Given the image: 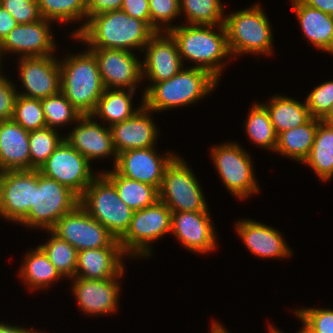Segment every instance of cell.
I'll return each instance as SVG.
<instances>
[{"label":"cell","instance_id":"1","mask_svg":"<svg viewBox=\"0 0 333 333\" xmlns=\"http://www.w3.org/2000/svg\"><path fill=\"white\" fill-rule=\"evenodd\" d=\"M154 34L144 21L115 10L91 16L75 39L82 41L87 48L139 49L143 52Z\"/></svg>","mask_w":333,"mask_h":333},{"label":"cell","instance_id":"2","mask_svg":"<svg viewBox=\"0 0 333 333\" xmlns=\"http://www.w3.org/2000/svg\"><path fill=\"white\" fill-rule=\"evenodd\" d=\"M215 28L218 31H214ZM168 33L176 41L183 63L185 59L191 61L194 67L207 70L220 81L227 64L224 59L233 58L224 25H175Z\"/></svg>","mask_w":333,"mask_h":333},{"label":"cell","instance_id":"3","mask_svg":"<svg viewBox=\"0 0 333 333\" xmlns=\"http://www.w3.org/2000/svg\"><path fill=\"white\" fill-rule=\"evenodd\" d=\"M218 82L205 69L185 66L172 78L154 83L143 93V105L153 112L190 106L214 92Z\"/></svg>","mask_w":333,"mask_h":333},{"label":"cell","instance_id":"4","mask_svg":"<svg viewBox=\"0 0 333 333\" xmlns=\"http://www.w3.org/2000/svg\"><path fill=\"white\" fill-rule=\"evenodd\" d=\"M59 64L60 91L81 115H90L105 90L95 55L86 48Z\"/></svg>","mask_w":333,"mask_h":333},{"label":"cell","instance_id":"5","mask_svg":"<svg viewBox=\"0 0 333 333\" xmlns=\"http://www.w3.org/2000/svg\"><path fill=\"white\" fill-rule=\"evenodd\" d=\"M224 27L231 56L273 54V30L260 4L225 15Z\"/></svg>","mask_w":333,"mask_h":333},{"label":"cell","instance_id":"6","mask_svg":"<svg viewBox=\"0 0 333 333\" xmlns=\"http://www.w3.org/2000/svg\"><path fill=\"white\" fill-rule=\"evenodd\" d=\"M79 204L117 240L128 230L134 211L118 196L113 182L101 171L79 197Z\"/></svg>","mask_w":333,"mask_h":333},{"label":"cell","instance_id":"7","mask_svg":"<svg viewBox=\"0 0 333 333\" xmlns=\"http://www.w3.org/2000/svg\"><path fill=\"white\" fill-rule=\"evenodd\" d=\"M78 204L79 197L74 192L35 169L34 204L20 224L27 228L50 230Z\"/></svg>","mask_w":333,"mask_h":333},{"label":"cell","instance_id":"8","mask_svg":"<svg viewBox=\"0 0 333 333\" xmlns=\"http://www.w3.org/2000/svg\"><path fill=\"white\" fill-rule=\"evenodd\" d=\"M171 221V210L160 200L134 211L128 230L118 240L126 258L152 256L150 244L171 233Z\"/></svg>","mask_w":333,"mask_h":333},{"label":"cell","instance_id":"9","mask_svg":"<svg viewBox=\"0 0 333 333\" xmlns=\"http://www.w3.org/2000/svg\"><path fill=\"white\" fill-rule=\"evenodd\" d=\"M159 200L171 212H202L208 206L200 183L188 163L176 154L165 168Z\"/></svg>","mask_w":333,"mask_h":333},{"label":"cell","instance_id":"10","mask_svg":"<svg viewBox=\"0 0 333 333\" xmlns=\"http://www.w3.org/2000/svg\"><path fill=\"white\" fill-rule=\"evenodd\" d=\"M210 155L223 185L235 198L244 200L259 192L252 157L237 142L213 146Z\"/></svg>","mask_w":333,"mask_h":333},{"label":"cell","instance_id":"11","mask_svg":"<svg viewBox=\"0 0 333 333\" xmlns=\"http://www.w3.org/2000/svg\"><path fill=\"white\" fill-rule=\"evenodd\" d=\"M77 251L102 247H121L119 241L80 204L64 214L50 229Z\"/></svg>","mask_w":333,"mask_h":333},{"label":"cell","instance_id":"12","mask_svg":"<svg viewBox=\"0 0 333 333\" xmlns=\"http://www.w3.org/2000/svg\"><path fill=\"white\" fill-rule=\"evenodd\" d=\"M90 165L91 163L64 139L38 171L80 197L96 176Z\"/></svg>","mask_w":333,"mask_h":333},{"label":"cell","instance_id":"13","mask_svg":"<svg viewBox=\"0 0 333 333\" xmlns=\"http://www.w3.org/2000/svg\"><path fill=\"white\" fill-rule=\"evenodd\" d=\"M88 49L95 55L105 88L136 90L140 82L142 83V61L132 51L111 48Z\"/></svg>","mask_w":333,"mask_h":333},{"label":"cell","instance_id":"14","mask_svg":"<svg viewBox=\"0 0 333 333\" xmlns=\"http://www.w3.org/2000/svg\"><path fill=\"white\" fill-rule=\"evenodd\" d=\"M52 22L41 18L32 23L17 24L0 42V58L3 55L17 54L19 57H45L54 55L57 50L52 34ZM5 53V54H4Z\"/></svg>","mask_w":333,"mask_h":333},{"label":"cell","instance_id":"15","mask_svg":"<svg viewBox=\"0 0 333 333\" xmlns=\"http://www.w3.org/2000/svg\"><path fill=\"white\" fill-rule=\"evenodd\" d=\"M35 197V169L0 172V216L20 223Z\"/></svg>","mask_w":333,"mask_h":333},{"label":"cell","instance_id":"16","mask_svg":"<svg viewBox=\"0 0 333 333\" xmlns=\"http://www.w3.org/2000/svg\"><path fill=\"white\" fill-rule=\"evenodd\" d=\"M142 77L151 82L144 93L157 82L175 76L183 67L174 38L168 32H156L143 49Z\"/></svg>","mask_w":333,"mask_h":333},{"label":"cell","instance_id":"17","mask_svg":"<svg viewBox=\"0 0 333 333\" xmlns=\"http://www.w3.org/2000/svg\"><path fill=\"white\" fill-rule=\"evenodd\" d=\"M16 59H18L20 81L25 88L21 93L18 91V94L42 100L60 92V64L57 56Z\"/></svg>","mask_w":333,"mask_h":333},{"label":"cell","instance_id":"18","mask_svg":"<svg viewBox=\"0 0 333 333\" xmlns=\"http://www.w3.org/2000/svg\"><path fill=\"white\" fill-rule=\"evenodd\" d=\"M123 270L117 277L96 280L84 279L81 277L70 278L72 283V293L76 297L78 307L85 315H105L115 314L119 309V295L121 285L119 278H122Z\"/></svg>","mask_w":333,"mask_h":333},{"label":"cell","instance_id":"19","mask_svg":"<svg viewBox=\"0 0 333 333\" xmlns=\"http://www.w3.org/2000/svg\"><path fill=\"white\" fill-rule=\"evenodd\" d=\"M175 155L174 151L160 155L155 147L131 149L117 154L113 168L122 176L150 184L159 190L165 168Z\"/></svg>","mask_w":333,"mask_h":333},{"label":"cell","instance_id":"20","mask_svg":"<svg viewBox=\"0 0 333 333\" xmlns=\"http://www.w3.org/2000/svg\"><path fill=\"white\" fill-rule=\"evenodd\" d=\"M209 213L172 212L171 233L190 252L206 254L216 249V228Z\"/></svg>","mask_w":333,"mask_h":333},{"label":"cell","instance_id":"21","mask_svg":"<svg viewBox=\"0 0 333 333\" xmlns=\"http://www.w3.org/2000/svg\"><path fill=\"white\" fill-rule=\"evenodd\" d=\"M77 124V125H76ZM74 124L75 128L64 136L66 141L90 163L92 160L113 157L117 161L110 127L98 123L91 115H82Z\"/></svg>","mask_w":333,"mask_h":333},{"label":"cell","instance_id":"22","mask_svg":"<svg viewBox=\"0 0 333 333\" xmlns=\"http://www.w3.org/2000/svg\"><path fill=\"white\" fill-rule=\"evenodd\" d=\"M236 233L245 247L259 258H288L293 252L276 228L252 219L236 221Z\"/></svg>","mask_w":333,"mask_h":333},{"label":"cell","instance_id":"23","mask_svg":"<svg viewBox=\"0 0 333 333\" xmlns=\"http://www.w3.org/2000/svg\"><path fill=\"white\" fill-rule=\"evenodd\" d=\"M144 105L129 119L110 127L117 154L131 149L155 147L159 136L152 115Z\"/></svg>","mask_w":333,"mask_h":333},{"label":"cell","instance_id":"24","mask_svg":"<svg viewBox=\"0 0 333 333\" xmlns=\"http://www.w3.org/2000/svg\"><path fill=\"white\" fill-rule=\"evenodd\" d=\"M127 255L121 247H102L78 251L74 277L103 280L117 277L125 270Z\"/></svg>","mask_w":333,"mask_h":333},{"label":"cell","instance_id":"25","mask_svg":"<svg viewBox=\"0 0 333 333\" xmlns=\"http://www.w3.org/2000/svg\"><path fill=\"white\" fill-rule=\"evenodd\" d=\"M31 170L29 131L13 119L0 121V172Z\"/></svg>","mask_w":333,"mask_h":333},{"label":"cell","instance_id":"26","mask_svg":"<svg viewBox=\"0 0 333 333\" xmlns=\"http://www.w3.org/2000/svg\"><path fill=\"white\" fill-rule=\"evenodd\" d=\"M291 2L304 38L313 47L333 55V15L308 6L301 0Z\"/></svg>","mask_w":333,"mask_h":333},{"label":"cell","instance_id":"27","mask_svg":"<svg viewBox=\"0 0 333 333\" xmlns=\"http://www.w3.org/2000/svg\"><path fill=\"white\" fill-rule=\"evenodd\" d=\"M136 90L129 89H108L105 88L102 96L98 100L95 109L90 114L94 119H102L107 127L121 123L131 118L142 106L141 97L140 107L134 109L131 103ZM133 105V106H132Z\"/></svg>","mask_w":333,"mask_h":333},{"label":"cell","instance_id":"28","mask_svg":"<svg viewBox=\"0 0 333 333\" xmlns=\"http://www.w3.org/2000/svg\"><path fill=\"white\" fill-rule=\"evenodd\" d=\"M26 253L23 264L20 265L19 277L30 291L48 288L58 282V279H64L39 246Z\"/></svg>","mask_w":333,"mask_h":333},{"label":"cell","instance_id":"29","mask_svg":"<svg viewBox=\"0 0 333 333\" xmlns=\"http://www.w3.org/2000/svg\"><path fill=\"white\" fill-rule=\"evenodd\" d=\"M268 103L263 104L269 112L276 134L296 128L310 118L306 100L298 101L288 96L274 95Z\"/></svg>","mask_w":333,"mask_h":333},{"label":"cell","instance_id":"30","mask_svg":"<svg viewBox=\"0 0 333 333\" xmlns=\"http://www.w3.org/2000/svg\"><path fill=\"white\" fill-rule=\"evenodd\" d=\"M320 122L319 119L311 117L303 125L279 133L275 153L303 163L310 153Z\"/></svg>","mask_w":333,"mask_h":333},{"label":"cell","instance_id":"31","mask_svg":"<svg viewBox=\"0 0 333 333\" xmlns=\"http://www.w3.org/2000/svg\"><path fill=\"white\" fill-rule=\"evenodd\" d=\"M303 164L309 166L321 181L333 177V125L320 122L308 157Z\"/></svg>","mask_w":333,"mask_h":333},{"label":"cell","instance_id":"32","mask_svg":"<svg viewBox=\"0 0 333 333\" xmlns=\"http://www.w3.org/2000/svg\"><path fill=\"white\" fill-rule=\"evenodd\" d=\"M112 169L103 173L113 182L121 200L133 211L151 206L159 200L156 187L122 176Z\"/></svg>","mask_w":333,"mask_h":333},{"label":"cell","instance_id":"33","mask_svg":"<svg viewBox=\"0 0 333 333\" xmlns=\"http://www.w3.org/2000/svg\"><path fill=\"white\" fill-rule=\"evenodd\" d=\"M37 2L41 17L53 23L65 24L85 19V22L70 34L72 38L82 31L88 21L87 0H37Z\"/></svg>","mask_w":333,"mask_h":333},{"label":"cell","instance_id":"34","mask_svg":"<svg viewBox=\"0 0 333 333\" xmlns=\"http://www.w3.org/2000/svg\"><path fill=\"white\" fill-rule=\"evenodd\" d=\"M246 136L260 148L274 151L277 146V134L272 125L269 112L263 103L252 104L245 120Z\"/></svg>","mask_w":333,"mask_h":333},{"label":"cell","instance_id":"35","mask_svg":"<svg viewBox=\"0 0 333 333\" xmlns=\"http://www.w3.org/2000/svg\"><path fill=\"white\" fill-rule=\"evenodd\" d=\"M221 0H180V13L185 24L224 25L225 13Z\"/></svg>","mask_w":333,"mask_h":333},{"label":"cell","instance_id":"36","mask_svg":"<svg viewBox=\"0 0 333 333\" xmlns=\"http://www.w3.org/2000/svg\"><path fill=\"white\" fill-rule=\"evenodd\" d=\"M45 231L51 235L50 239L38 246L48 256L49 261L59 273L70 280V278L75 276L78 251L67 241L55 235L51 230Z\"/></svg>","mask_w":333,"mask_h":333},{"label":"cell","instance_id":"37","mask_svg":"<svg viewBox=\"0 0 333 333\" xmlns=\"http://www.w3.org/2000/svg\"><path fill=\"white\" fill-rule=\"evenodd\" d=\"M41 104L46 127L52 129L76 123L82 116L61 91L42 99Z\"/></svg>","mask_w":333,"mask_h":333},{"label":"cell","instance_id":"38","mask_svg":"<svg viewBox=\"0 0 333 333\" xmlns=\"http://www.w3.org/2000/svg\"><path fill=\"white\" fill-rule=\"evenodd\" d=\"M59 135L58 130L49 127L29 131L31 170L39 169L65 139V137Z\"/></svg>","mask_w":333,"mask_h":333},{"label":"cell","instance_id":"39","mask_svg":"<svg viewBox=\"0 0 333 333\" xmlns=\"http://www.w3.org/2000/svg\"><path fill=\"white\" fill-rule=\"evenodd\" d=\"M12 119L24 130L33 131L46 128V121L40 99L17 95Z\"/></svg>","mask_w":333,"mask_h":333},{"label":"cell","instance_id":"40","mask_svg":"<svg viewBox=\"0 0 333 333\" xmlns=\"http://www.w3.org/2000/svg\"><path fill=\"white\" fill-rule=\"evenodd\" d=\"M151 29L156 32H168L175 24L171 22L182 16L180 0H149Z\"/></svg>","mask_w":333,"mask_h":333},{"label":"cell","instance_id":"41","mask_svg":"<svg viewBox=\"0 0 333 333\" xmlns=\"http://www.w3.org/2000/svg\"><path fill=\"white\" fill-rule=\"evenodd\" d=\"M294 313L311 333H333L332 308L305 307L294 310Z\"/></svg>","mask_w":333,"mask_h":333},{"label":"cell","instance_id":"42","mask_svg":"<svg viewBox=\"0 0 333 333\" xmlns=\"http://www.w3.org/2000/svg\"><path fill=\"white\" fill-rule=\"evenodd\" d=\"M305 100L310 116L321 120L333 103V80L315 86Z\"/></svg>","mask_w":333,"mask_h":333},{"label":"cell","instance_id":"43","mask_svg":"<svg viewBox=\"0 0 333 333\" xmlns=\"http://www.w3.org/2000/svg\"><path fill=\"white\" fill-rule=\"evenodd\" d=\"M0 5L12 15L17 24L32 23L42 18L37 0H0Z\"/></svg>","mask_w":333,"mask_h":333},{"label":"cell","instance_id":"44","mask_svg":"<svg viewBox=\"0 0 333 333\" xmlns=\"http://www.w3.org/2000/svg\"><path fill=\"white\" fill-rule=\"evenodd\" d=\"M17 86L0 71V121L12 119Z\"/></svg>","mask_w":333,"mask_h":333},{"label":"cell","instance_id":"45","mask_svg":"<svg viewBox=\"0 0 333 333\" xmlns=\"http://www.w3.org/2000/svg\"><path fill=\"white\" fill-rule=\"evenodd\" d=\"M120 10L133 18L144 21L151 28L149 0H123Z\"/></svg>","mask_w":333,"mask_h":333},{"label":"cell","instance_id":"46","mask_svg":"<svg viewBox=\"0 0 333 333\" xmlns=\"http://www.w3.org/2000/svg\"><path fill=\"white\" fill-rule=\"evenodd\" d=\"M123 0H87L88 19L100 13L120 10Z\"/></svg>","mask_w":333,"mask_h":333},{"label":"cell","instance_id":"47","mask_svg":"<svg viewBox=\"0 0 333 333\" xmlns=\"http://www.w3.org/2000/svg\"><path fill=\"white\" fill-rule=\"evenodd\" d=\"M16 26V20L4 7H2V5H0V42Z\"/></svg>","mask_w":333,"mask_h":333},{"label":"cell","instance_id":"48","mask_svg":"<svg viewBox=\"0 0 333 333\" xmlns=\"http://www.w3.org/2000/svg\"><path fill=\"white\" fill-rule=\"evenodd\" d=\"M304 4L333 15V0H301Z\"/></svg>","mask_w":333,"mask_h":333},{"label":"cell","instance_id":"49","mask_svg":"<svg viewBox=\"0 0 333 333\" xmlns=\"http://www.w3.org/2000/svg\"><path fill=\"white\" fill-rule=\"evenodd\" d=\"M30 328H23L15 325H9L5 322H0V333H41L42 331H36Z\"/></svg>","mask_w":333,"mask_h":333},{"label":"cell","instance_id":"50","mask_svg":"<svg viewBox=\"0 0 333 333\" xmlns=\"http://www.w3.org/2000/svg\"><path fill=\"white\" fill-rule=\"evenodd\" d=\"M210 329L211 333H230L226 328H224V325L221 323L219 324L216 320L212 322Z\"/></svg>","mask_w":333,"mask_h":333},{"label":"cell","instance_id":"51","mask_svg":"<svg viewBox=\"0 0 333 333\" xmlns=\"http://www.w3.org/2000/svg\"><path fill=\"white\" fill-rule=\"evenodd\" d=\"M320 121L333 125V103L331 104L328 113Z\"/></svg>","mask_w":333,"mask_h":333},{"label":"cell","instance_id":"52","mask_svg":"<svg viewBox=\"0 0 333 333\" xmlns=\"http://www.w3.org/2000/svg\"><path fill=\"white\" fill-rule=\"evenodd\" d=\"M300 329L297 333H311L304 325Z\"/></svg>","mask_w":333,"mask_h":333},{"label":"cell","instance_id":"53","mask_svg":"<svg viewBox=\"0 0 333 333\" xmlns=\"http://www.w3.org/2000/svg\"><path fill=\"white\" fill-rule=\"evenodd\" d=\"M269 333H275V328L272 327V324H269Z\"/></svg>","mask_w":333,"mask_h":333},{"label":"cell","instance_id":"54","mask_svg":"<svg viewBox=\"0 0 333 333\" xmlns=\"http://www.w3.org/2000/svg\"><path fill=\"white\" fill-rule=\"evenodd\" d=\"M273 328H275V330L278 332V333H284L282 330H279V328L276 329L275 326L272 325Z\"/></svg>","mask_w":333,"mask_h":333},{"label":"cell","instance_id":"55","mask_svg":"<svg viewBox=\"0 0 333 333\" xmlns=\"http://www.w3.org/2000/svg\"><path fill=\"white\" fill-rule=\"evenodd\" d=\"M1 64H2V60H1V58H0V71H2V68H1L2 65H1Z\"/></svg>","mask_w":333,"mask_h":333}]
</instances>
